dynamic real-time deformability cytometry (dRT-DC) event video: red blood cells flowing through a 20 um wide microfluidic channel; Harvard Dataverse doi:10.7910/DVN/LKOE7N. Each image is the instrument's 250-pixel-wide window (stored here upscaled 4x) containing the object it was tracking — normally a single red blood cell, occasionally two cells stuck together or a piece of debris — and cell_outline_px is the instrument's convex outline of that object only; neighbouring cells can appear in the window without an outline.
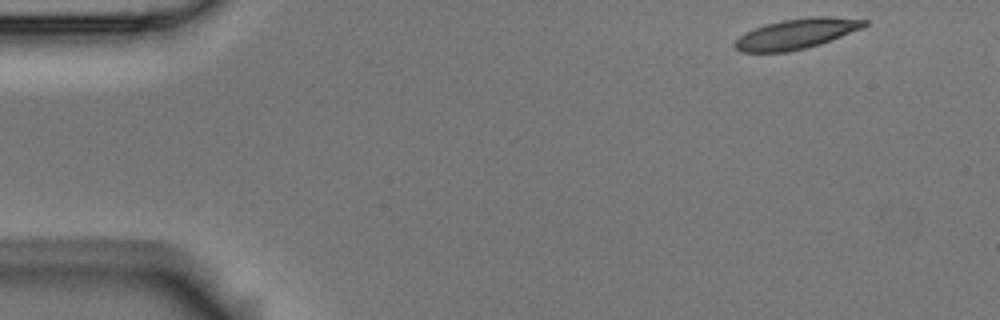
{"species": "Egyptian fruit bat (a non-hibernating species)", "species_latin": "Rousettus aegyptiacus", "temperature_condition": "room temperature", "stored_images_in_passage": 4, "camera_frame_rate_fps": 3000, "um_per_image_px": 0.085, "animal": {"sex": "male"}, "frame": {"image": 1, "passage_image": 1, "time_ms": 0.0, "image_size_px": [1000, 320], "cell_outline_px": [[868, 24], [860, 28], [832, 40], [808, 48], [788, 52], [740, 52], [732, 44], [744, 32], [768, 24], [784, 20], [812, 16], [828, 16], [868, 20]], "centroid_in_image_um": [67.69, 2.88], "position_along_channel_um": 17.3, "area_um2": 22.66}}
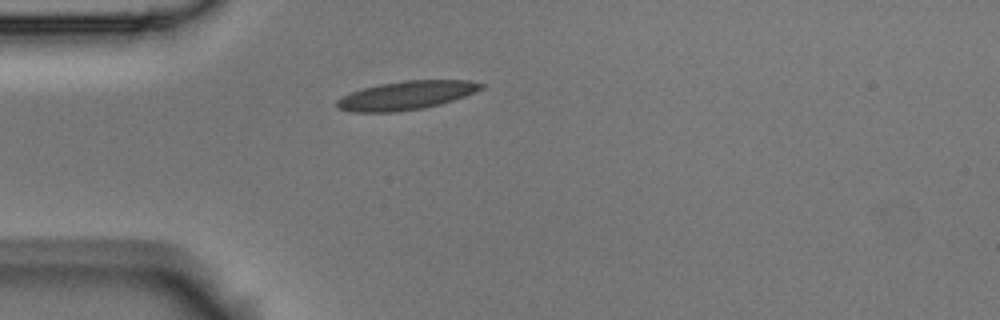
{"frame": {"image": 2, "passage_image": 3, "time_ms": 0.667, "image_size_px": [1000, 320], "cell_outline_px": [[484, 88], [464, 96], [440, 104], [424, 108], [396, 112], [352, 112], [336, 108], [336, 100], [352, 92], [364, 88], [380, 84], [404, 80], [468, 80], [484, 84]], "centroid_in_image_um": [34.53, 8.11], "position_along_channel_um": 50.5, "area_um2": 23.93}}